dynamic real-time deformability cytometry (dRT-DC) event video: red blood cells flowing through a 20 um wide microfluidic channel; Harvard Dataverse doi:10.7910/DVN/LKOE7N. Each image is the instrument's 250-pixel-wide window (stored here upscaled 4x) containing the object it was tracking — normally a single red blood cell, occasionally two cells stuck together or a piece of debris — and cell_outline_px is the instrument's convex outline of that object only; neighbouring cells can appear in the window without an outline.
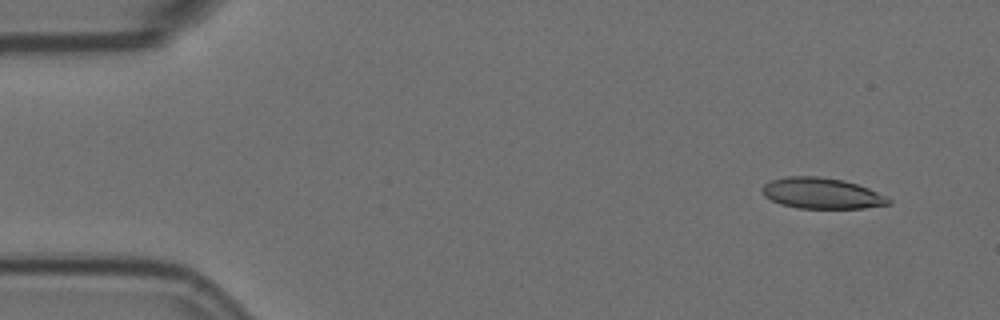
{"species": "Egyptian fruit bat (a non-hibernating species)", "species_latin": "Rousettus aegyptiacus", "temperature_condition": "room temperature", "stored_images_in_passage": 6, "camera_frame_rate_fps": 3000, "um_per_image_px": 0.085, "animal": {"sex": "female"}, "frame": {"image": 1, "passage_image": 2, "time_ms": 0.333, "image_size_px": [1000, 320], "cell_outline_px": [[892, 204], [864, 208], [800, 208], [780, 204], [764, 196], [760, 192], [760, 188], [764, 184], [772, 180], [784, 176], [816, 176], [844, 180], [868, 188], [888, 196], [892, 200]], "centroid_in_image_um": [69.85, 16.43], "position_along_channel_um": 15.2, "area_um2": 22.95}}
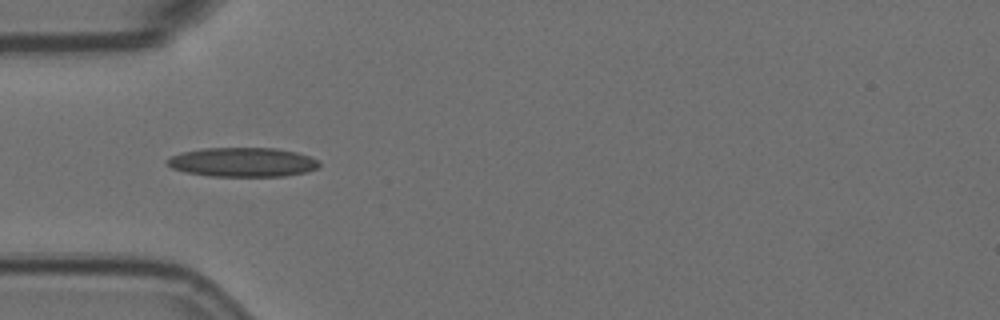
{"frame": {"image": 2, "passage_image": 5, "time_ms": 1.333, "image_size_px": [1000, 320], "cell_outline_px": [[320, 168], [308, 172], [284, 176], [208, 176], [184, 172], [172, 168], [168, 164], [168, 160], [172, 156], [180, 152], [204, 148], [276, 148], [296, 152], [320, 160]], "centroid_in_image_um": [20.67, 13.79], "position_along_channel_um": 64.3, "area_um2": 26.07}}
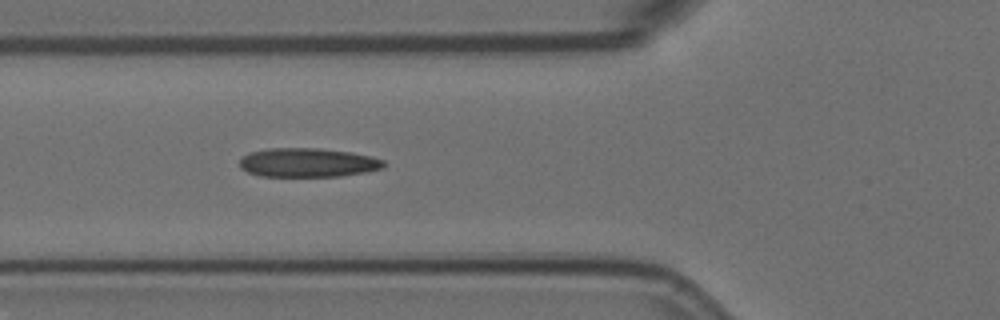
{"frame": {"image": 3, "passage_image": 6, "time_ms": 1.667, "image_size_px": [1000, 320], "cell_outline_px": [[388, 164], [384, 168], [368, 172], [340, 176], [260, 176], [248, 172], [240, 168], [240, 160], [244, 156], [252, 152], [268, 148], [320, 148], [352, 152], [372, 156], [384, 160]], "centroid_in_image_um": [26.24, 13.82], "position_along_channel_um": 99.6, "area_um2": 24.57}}